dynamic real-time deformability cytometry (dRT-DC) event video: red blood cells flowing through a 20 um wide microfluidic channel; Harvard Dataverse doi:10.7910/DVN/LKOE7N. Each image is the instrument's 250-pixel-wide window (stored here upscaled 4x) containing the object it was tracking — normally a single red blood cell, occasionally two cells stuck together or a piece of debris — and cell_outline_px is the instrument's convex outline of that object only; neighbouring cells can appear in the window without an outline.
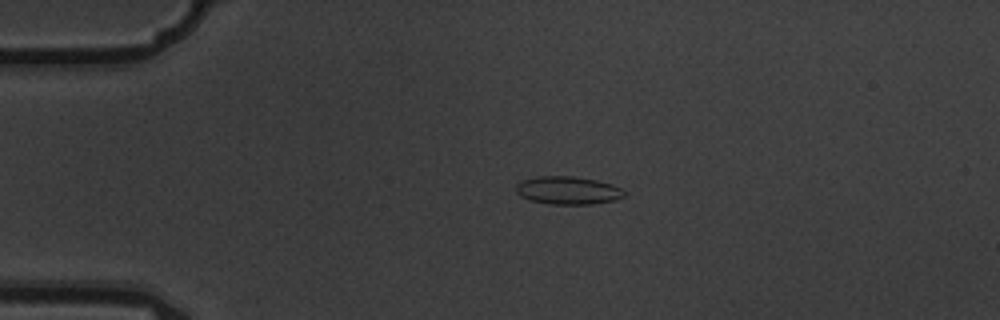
{"species": "common noctule bat (a hibernating species)", "species_latin": "Nyctalus noctula", "temperature_condition": "warm", "stored_images_in_passage": 4, "camera_frame_rate_fps": 3000, "um_per_image_px": 0.085, "animal": {"sex": "male", "body_mass_g": 19.5, "forearm_length_mm": 54.6}, "frame": {"image": 1, "passage_image": 2, "time_ms": 0.333, "image_size_px": [1000, 320], "cell_outline_px": [[628, 192], [624, 196], [616, 200], [592, 204], [548, 204], [528, 200], [520, 196], [516, 192], [516, 184], [524, 180], [536, 176], [572, 176], [596, 180], [612, 184]], "centroid_in_image_um": [48.28, 16.19], "position_along_channel_um": 36.7, "area_um2": 17.8}}